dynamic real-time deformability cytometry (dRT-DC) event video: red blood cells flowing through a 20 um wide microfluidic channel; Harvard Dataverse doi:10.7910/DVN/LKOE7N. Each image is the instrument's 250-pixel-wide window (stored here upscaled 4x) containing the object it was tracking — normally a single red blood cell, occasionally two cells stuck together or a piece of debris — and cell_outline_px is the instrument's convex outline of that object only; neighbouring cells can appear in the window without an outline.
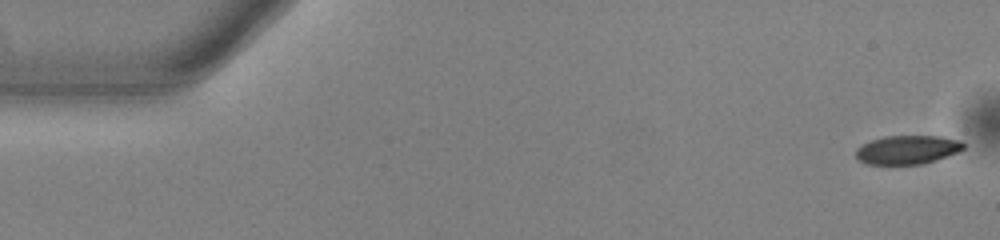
{"species": "common noctule bat (a hibernating species)", "species_latin": "Nyctalus noctula", "temperature_condition": "warm", "stored_images_in_passage": 53, "camera_frame_rate_fps": 3000, "um_per_image_px": 0.085, "animal": {"sex": "male", "body_mass_g": 13.0, "forearm_length_mm": 53.1}, "frame": {"image": 1, "passage_image": 1, "time_ms": 0.0, "image_size_px": [1000, 240], "cell_outline_px": [[964, 148], [956, 152], [936, 160], [924, 164], [864, 164], [856, 156], [856, 148], [872, 140], [884, 136], [940, 136], [960, 140], [964, 144]], "centroid_in_image_um": [77.12, 12.73], "position_along_channel_um": 7.9, "area_um2": 17.92}}
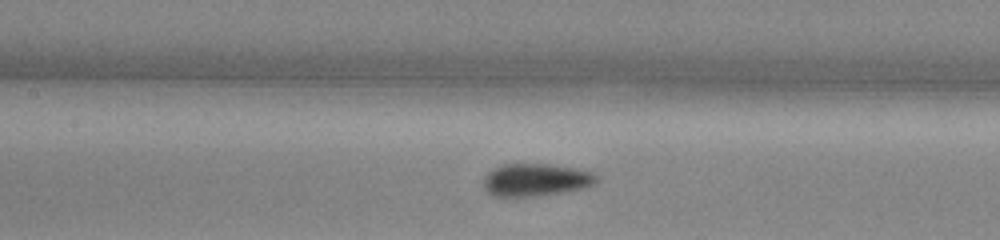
{"frame": {"image": 2, "passage_image": 24, "time_ms": 7.667, "image_size_px": [1000, 240], "cell_outline_px": [[596, 180], [592, 184], [584, 188], [536, 196], [492, 196], [484, 188], [484, 176], [492, 168], [500, 164], [548, 164], [572, 168], [592, 172], [596, 176]], "centroid_in_image_um": [45.47, 15.28], "position_along_channel_um": 161.9, "area_um2": 21.21}}
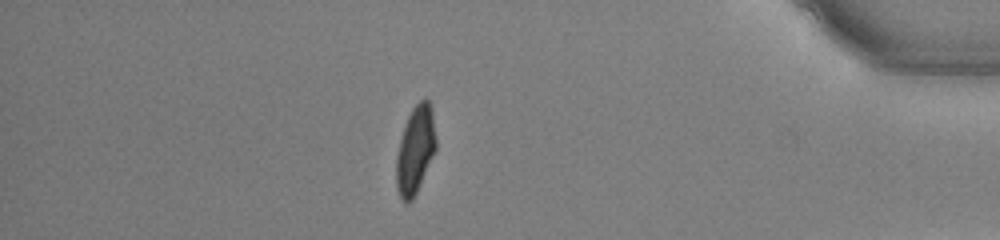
{"frame": {"image": 3, "passage_image": 46, "time_ms": 15.0, "image_size_px": [1000, 240], "cell_outline_px": [[436, 148], [416, 192], [412, 200], [408, 204], [400, 196], [396, 188], [396, 156], [400, 140], [408, 116], [412, 108], [420, 100], [428, 100], [432, 108], [436, 140]], "centroid_in_image_um": [35.29, 12.73], "position_along_channel_um": 399.9, "area_um2": 19.88}, "authors_computed_cell_mechanics": {"area_um2": 20.2878, "velocity_mm_per_s": 3.8315, "shape_relaxation_time_tau1_ms": 3.4314, "shape_relaxation_time_tau2_ms": 1.4109, "deformation_change_tau1": 0.1516, "deformation_change_tau2": 0.0619}}